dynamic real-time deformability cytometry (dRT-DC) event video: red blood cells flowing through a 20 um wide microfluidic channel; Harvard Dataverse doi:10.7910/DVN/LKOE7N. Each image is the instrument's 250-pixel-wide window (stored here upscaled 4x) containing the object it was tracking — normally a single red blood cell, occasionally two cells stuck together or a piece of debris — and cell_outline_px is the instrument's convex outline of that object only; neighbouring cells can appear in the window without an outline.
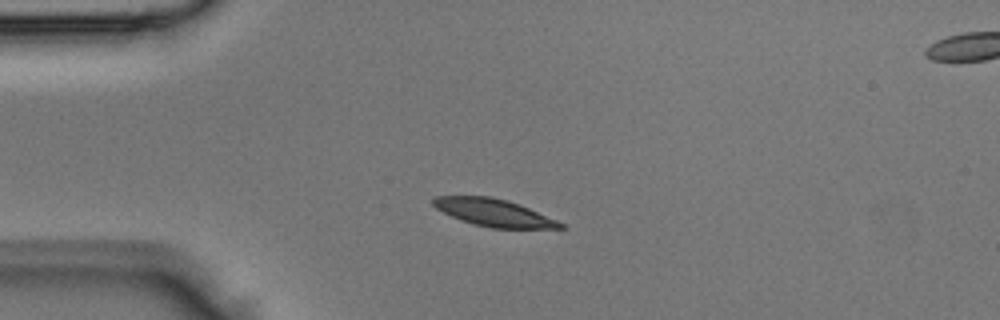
{"species": "Egyptian fruit bat (a non-hibernating species)", "species_latin": "Rousettus aegyptiacus", "temperature_condition": "room temperature", "stored_images_in_passage": 4, "camera_frame_rate_fps": 3000, "um_per_image_px": 0.085, "animal": {"sex": "male"}, "frame": {"image": 1, "passage_image": 3, "time_ms": 0.667, "image_size_px": [1000, 320], "cell_outline_px": [[568, 228], [492, 228], [472, 224], [460, 220], [436, 208], [432, 204], [432, 200], [436, 196], [492, 196], [528, 208], [556, 220], [564, 224]], "centroid_in_image_um": [41.94, 18.08], "position_along_channel_um": 43.1, "area_um2": 19.94}}